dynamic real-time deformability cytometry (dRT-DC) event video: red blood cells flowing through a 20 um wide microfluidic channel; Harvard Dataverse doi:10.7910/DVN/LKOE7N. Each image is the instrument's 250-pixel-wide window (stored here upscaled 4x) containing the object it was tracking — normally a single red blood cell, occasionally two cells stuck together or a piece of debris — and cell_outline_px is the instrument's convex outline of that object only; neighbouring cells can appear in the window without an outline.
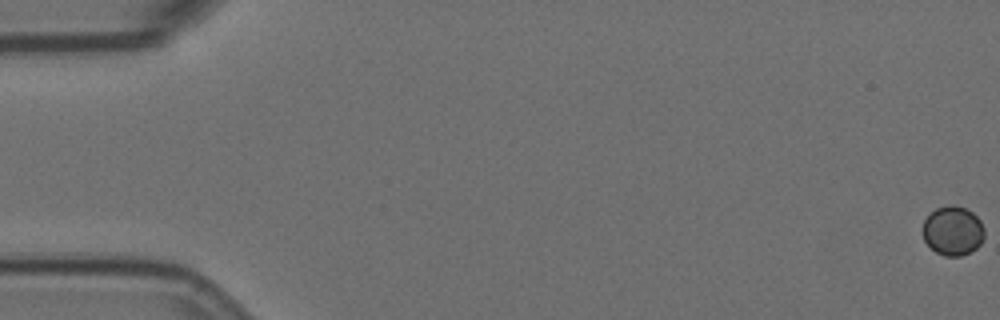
{"species": "Egyptian fruit bat (a non-hibernating species)", "species_latin": "Rousettus aegyptiacus", "temperature_condition": "room temperature", "stored_images_in_passage": 9, "camera_frame_rate_fps": 3000, "um_per_image_px": 0.085, "animal": {"sex": "female"}, "frame": {"image": 1, "passage_image": 1, "time_ms": 0.0, "image_size_px": [1000, 320], "cell_outline_px": [[984, 236], [980, 244], [972, 252], [960, 256], [944, 256], [936, 252], [924, 240], [924, 220], [936, 208], [948, 204], [952, 204], [964, 208], [972, 212], [980, 220], [984, 228]], "centroid_in_image_um": [81.01, 19.62], "position_along_channel_um": 4.0, "area_um2": 17.63}}